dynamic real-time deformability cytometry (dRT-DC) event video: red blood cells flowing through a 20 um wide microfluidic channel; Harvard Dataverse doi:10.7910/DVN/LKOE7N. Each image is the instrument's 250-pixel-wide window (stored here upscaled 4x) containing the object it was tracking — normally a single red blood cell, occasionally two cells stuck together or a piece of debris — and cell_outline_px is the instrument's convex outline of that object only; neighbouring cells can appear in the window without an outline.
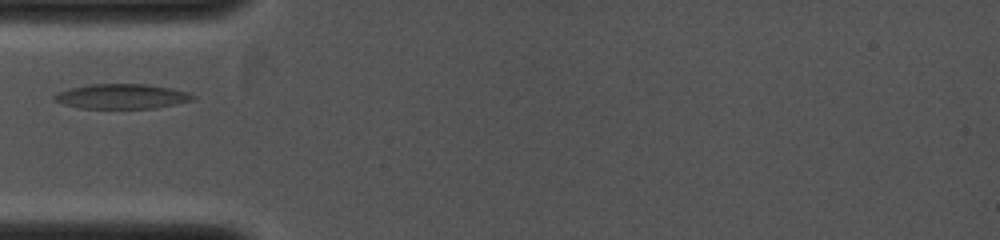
{"species": "common noctule bat (a hibernating species)", "species_latin": "Nyctalus noctula", "temperature_condition": "cold", "stored_images_in_passage": 24, "camera_frame_rate_fps": 4000, "um_per_image_px": 0.085, "animal": {"sex": "female", "body_mass_g": 19.0, "forearm_length_mm": 53.3}, "frame": {"image": 1, "passage_image": 1, "time_ms": 0.0, "image_size_px": [1000, 240], "cell_outline_px": [[196, 96], [192, 100], [176, 104], [156, 108], [80, 108], [64, 104], [52, 100], [52, 96], [60, 92], [72, 88], [92, 84], [148, 84], [188, 92]], "centroid_in_image_um": [10.35, 8.2], "position_along_channel_um": 74.6, "area_um2": 19.83}}
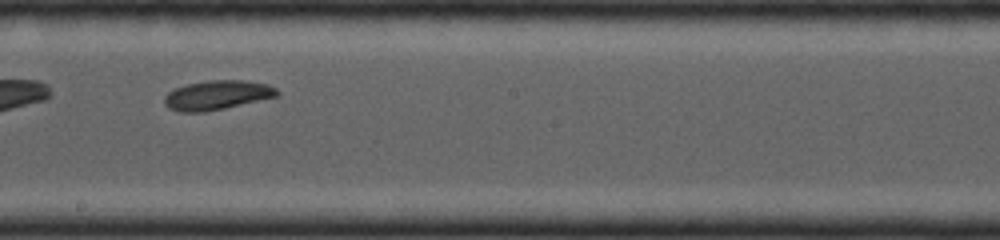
{"frame": {"image": 2, "passage_image": 10, "time_ms": 3.0, "image_size_px": [1000, 240], "cell_outline_px": [[280, 96], [224, 108], [204, 112], [180, 112], [168, 108], [164, 104], [164, 96], [168, 92], [176, 88], [188, 84], [208, 80], [244, 80], [268, 84], [276, 88], [280, 92]], "centroid_in_image_um": [18.47, 8.08], "position_along_channel_um": 229.7, "area_um2": 19.36}}
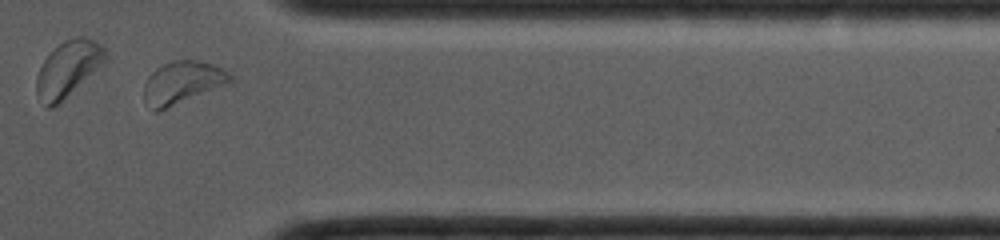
{"frame": {"image": 3, "passage_image": 21, "time_ms": 6.25, "image_size_px": [1000, 240], "cell_outline_px": [[232, 80], [224, 84], [160, 112], [152, 112], [144, 100], [144, 84], [148, 76], [156, 68], [172, 60], [200, 60], [212, 64], [228, 72], [232, 76]], "centroid_in_image_um": [15.42, 7.03], "position_along_channel_um": 396.0, "area_um2": 21.27}}